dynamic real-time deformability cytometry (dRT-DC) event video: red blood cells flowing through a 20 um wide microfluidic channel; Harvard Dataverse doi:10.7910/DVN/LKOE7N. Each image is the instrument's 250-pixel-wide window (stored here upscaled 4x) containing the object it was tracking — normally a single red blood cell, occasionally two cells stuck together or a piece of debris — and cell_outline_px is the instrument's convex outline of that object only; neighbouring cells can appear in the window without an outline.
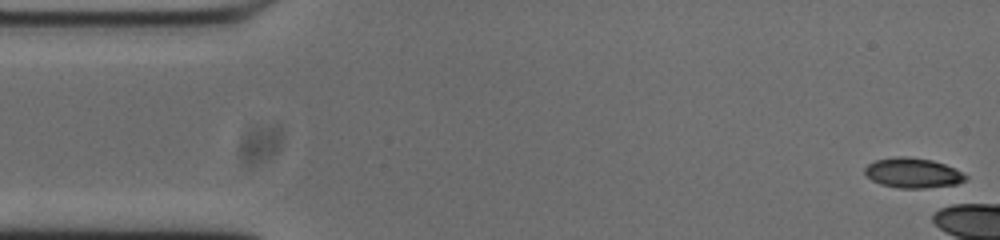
{"species": "common noctule bat (a hibernating species)", "species_latin": "Nyctalus noctula", "temperature_condition": "cold", "stored_images_in_passage": 6, "camera_frame_rate_fps": 3000, "um_per_image_px": 0.085, "animal": {"sex": "male", "body_mass_g": 20.0, "forearm_length_mm": 53.3}, "frame": {"image": 1, "passage_image": 1, "time_ms": 0.0, "image_size_px": [1000, 240], "cell_outline_px": [[968, 176], [964, 180], [956, 184], [924, 188], [900, 188], [880, 184], [872, 180], [864, 172], [864, 168], [868, 164], [876, 160], [896, 156], [908, 156], [932, 160], [956, 168]], "centroid_in_image_um": [77.59, 14.69], "position_along_channel_um": 7.4, "area_um2": 17.57}}